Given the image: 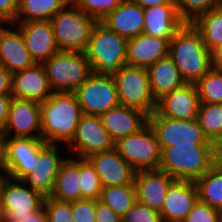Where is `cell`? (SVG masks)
Listing matches in <instances>:
<instances>
[{
	"label": "cell",
	"instance_id": "74e56055",
	"mask_svg": "<svg viewBox=\"0 0 222 222\" xmlns=\"http://www.w3.org/2000/svg\"><path fill=\"white\" fill-rule=\"evenodd\" d=\"M43 208L48 222H75L72 214V202L59 201L45 197Z\"/></svg>",
	"mask_w": 222,
	"mask_h": 222
},
{
	"label": "cell",
	"instance_id": "d6986e66",
	"mask_svg": "<svg viewBox=\"0 0 222 222\" xmlns=\"http://www.w3.org/2000/svg\"><path fill=\"white\" fill-rule=\"evenodd\" d=\"M199 200L195 182L175 180L160 212L162 222H182Z\"/></svg>",
	"mask_w": 222,
	"mask_h": 222
},
{
	"label": "cell",
	"instance_id": "7a4b0ae2",
	"mask_svg": "<svg viewBox=\"0 0 222 222\" xmlns=\"http://www.w3.org/2000/svg\"><path fill=\"white\" fill-rule=\"evenodd\" d=\"M168 55L186 83H196L213 68L211 51L192 23H184L176 31L169 42Z\"/></svg>",
	"mask_w": 222,
	"mask_h": 222
},
{
	"label": "cell",
	"instance_id": "bcb514c9",
	"mask_svg": "<svg viewBox=\"0 0 222 222\" xmlns=\"http://www.w3.org/2000/svg\"><path fill=\"white\" fill-rule=\"evenodd\" d=\"M15 222H48L44 208L27 215L25 218H15Z\"/></svg>",
	"mask_w": 222,
	"mask_h": 222
},
{
	"label": "cell",
	"instance_id": "f907efd6",
	"mask_svg": "<svg viewBox=\"0 0 222 222\" xmlns=\"http://www.w3.org/2000/svg\"><path fill=\"white\" fill-rule=\"evenodd\" d=\"M0 170H2L1 171L2 173H5V176L0 173V204H1L3 188H4L7 180L10 178V176H9L8 171L4 165H0Z\"/></svg>",
	"mask_w": 222,
	"mask_h": 222
},
{
	"label": "cell",
	"instance_id": "3957f363",
	"mask_svg": "<svg viewBox=\"0 0 222 222\" xmlns=\"http://www.w3.org/2000/svg\"><path fill=\"white\" fill-rule=\"evenodd\" d=\"M213 165V145H173L161 150L159 169L175 180L195 182Z\"/></svg>",
	"mask_w": 222,
	"mask_h": 222
},
{
	"label": "cell",
	"instance_id": "4316f807",
	"mask_svg": "<svg viewBox=\"0 0 222 222\" xmlns=\"http://www.w3.org/2000/svg\"><path fill=\"white\" fill-rule=\"evenodd\" d=\"M147 71L151 91L156 101L186 83L169 55L151 64Z\"/></svg>",
	"mask_w": 222,
	"mask_h": 222
},
{
	"label": "cell",
	"instance_id": "7402d4cb",
	"mask_svg": "<svg viewBox=\"0 0 222 222\" xmlns=\"http://www.w3.org/2000/svg\"><path fill=\"white\" fill-rule=\"evenodd\" d=\"M12 96L19 99L43 102L53 91L42 64L12 74Z\"/></svg>",
	"mask_w": 222,
	"mask_h": 222
},
{
	"label": "cell",
	"instance_id": "484cf974",
	"mask_svg": "<svg viewBox=\"0 0 222 222\" xmlns=\"http://www.w3.org/2000/svg\"><path fill=\"white\" fill-rule=\"evenodd\" d=\"M143 33L170 42L176 31L185 23L179 16L176 5H157L144 9Z\"/></svg>",
	"mask_w": 222,
	"mask_h": 222
},
{
	"label": "cell",
	"instance_id": "8992f818",
	"mask_svg": "<svg viewBox=\"0 0 222 222\" xmlns=\"http://www.w3.org/2000/svg\"><path fill=\"white\" fill-rule=\"evenodd\" d=\"M53 92H74L92 73L84 52L59 50L42 63Z\"/></svg>",
	"mask_w": 222,
	"mask_h": 222
},
{
	"label": "cell",
	"instance_id": "cb8c5ba5",
	"mask_svg": "<svg viewBox=\"0 0 222 222\" xmlns=\"http://www.w3.org/2000/svg\"><path fill=\"white\" fill-rule=\"evenodd\" d=\"M169 42L163 38L140 34L127 40L126 64L148 68L168 56Z\"/></svg>",
	"mask_w": 222,
	"mask_h": 222
},
{
	"label": "cell",
	"instance_id": "836d02e7",
	"mask_svg": "<svg viewBox=\"0 0 222 222\" xmlns=\"http://www.w3.org/2000/svg\"><path fill=\"white\" fill-rule=\"evenodd\" d=\"M195 85L200 103H222V69L212 68Z\"/></svg>",
	"mask_w": 222,
	"mask_h": 222
},
{
	"label": "cell",
	"instance_id": "ac0fdd59",
	"mask_svg": "<svg viewBox=\"0 0 222 222\" xmlns=\"http://www.w3.org/2000/svg\"><path fill=\"white\" fill-rule=\"evenodd\" d=\"M174 181L160 169L136 171L134 185L137 201L160 213L167 190Z\"/></svg>",
	"mask_w": 222,
	"mask_h": 222
},
{
	"label": "cell",
	"instance_id": "b9f144b4",
	"mask_svg": "<svg viewBox=\"0 0 222 222\" xmlns=\"http://www.w3.org/2000/svg\"><path fill=\"white\" fill-rule=\"evenodd\" d=\"M18 13V0H0V23L11 24Z\"/></svg>",
	"mask_w": 222,
	"mask_h": 222
},
{
	"label": "cell",
	"instance_id": "c3c4849f",
	"mask_svg": "<svg viewBox=\"0 0 222 222\" xmlns=\"http://www.w3.org/2000/svg\"><path fill=\"white\" fill-rule=\"evenodd\" d=\"M214 165L222 168V137L213 143Z\"/></svg>",
	"mask_w": 222,
	"mask_h": 222
},
{
	"label": "cell",
	"instance_id": "ffe728a7",
	"mask_svg": "<svg viewBox=\"0 0 222 222\" xmlns=\"http://www.w3.org/2000/svg\"><path fill=\"white\" fill-rule=\"evenodd\" d=\"M18 27L36 63L42 64L59 51L50 20L22 22Z\"/></svg>",
	"mask_w": 222,
	"mask_h": 222
},
{
	"label": "cell",
	"instance_id": "f35d334b",
	"mask_svg": "<svg viewBox=\"0 0 222 222\" xmlns=\"http://www.w3.org/2000/svg\"><path fill=\"white\" fill-rule=\"evenodd\" d=\"M122 222H162L160 213L136 201L122 216Z\"/></svg>",
	"mask_w": 222,
	"mask_h": 222
},
{
	"label": "cell",
	"instance_id": "f1b7e54d",
	"mask_svg": "<svg viewBox=\"0 0 222 222\" xmlns=\"http://www.w3.org/2000/svg\"><path fill=\"white\" fill-rule=\"evenodd\" d=\"M72 0H18V13L12 24L47 21Z\"/></svg>",
	"mask_w": 222,
	"mask_h": 222
},
{
	"label": "cell",
	"instance_id": "4dcf8cb0",
	"mask_svg": "<svg viewBox=\"0 0 222 222\" xmlns=\"http://www.w3.org/2000/svg\"><path fill=\"white\" fill-rule=\"evenodd\" d=\"M192 25L199 31L210 51L222 44V8L220 6L198 16Z\"/></svg>",
	"mask_w": 222,
	"mask_h": 222
},
{
	"label": "cell",
	"instance_id": "30bf717a",
	"mask_svg": "<svg viewBox=\"0 0 222 222\" xmlns=\"http://www.w3.org/2000/svg\"><path fill=\"white\" fill-rule=\"evenodd\" d=\"M74 93L85 115L101 116L120 104L113 76L92 72Z\"/></svg>",
	"mask_w": 222,
	"mask_h": 222
},
{
	"label": "cell",
	"instance_id": "603a6c76",
	"mask_svg": "<svg viewBox=\"0 0 222 222\" xmlns=\"http://www.w3.org/2000/svg\"><path fill=\"white\" fill-rule=\"evenodd\" d=\"M101 22L128 40L143 33L144 9L130 0H124Z\"/></svg>",
	"mask_w": 222,
	"mask_h": 222
},
{
	"label": "cell",
	"instance_id": "f6af8a7d",
	"mask_svg": "<svg viewBox=\"0 0 222 222\" xmlns=\"http://www.w3.org/2000/svg\"><path fill=\"white\" fill-rule=\"evenodd\" d=\"M12 93V74L0 64V95Z\"/></svg>",
	"mask_w": 222,
	"mask_h": 222
},
{
	"label": "cell",
	"instance_id": "9c48e42d",
	"mask_svg": "<svg viewBox=\"0 0 222 222\" xmlns=\"http://www.w3.org/2000/svg\"><path fill=\"white\" fill-rule=\"evenodd\" d=\"M148 123L161 150L173 145H213V142L204 135L197 118L170 119L153 111L148 117Z\"/></svg>",
	"mask_w": 222,
	"mask_h": 222
},
{
	"label": "cell",
	"instance_id": "7dc6e473",
	"mask_svg": "<svg viewBox=\"0 0 222 222\" xmlns=\"http://www.w3.org/2000/svg\"><path fill=\"white\" fill-rule=\"evenodd\" d=\"M138 5H140L143 9L154 7L157 5H175L174 0H130Z\"/></svg>",
	"mask_w": 222,
	"mask_h": 222
},
{
	"label": "cell",
	"instance_id": "6da1fadb",
	"mask_svg": "<svg viewBox=\"0 0 222 222\" xmlns=\"http://www.w3.org/2000/svg\"><path fill=\"white\" fill-rule=\"evenodd\" d=\"M83 115L74 92H53L40 102L42 139L48 144H69ZM58 142V143H57Z\"/></svg>",
	"mask_w": 222,
	"mask_h": 222
},
{
	"label": "cell",
	"instance_id": "44dd1931",
	"mask_svg": "<svg viewBox=\"0 0 222 222\" xmlns=\"http://www.w3.org/2000/svg\"><path fill=\"white\" fill-rule=\"evenodd\" d=\"M0 24V64L11 74L23 71L36 64L29 54L19 27L7 29Z\"/></svg>",
	"mask_w": 222,
	"mask_h": 222
},
{
	"label": "cell",
	"instance_id": "d6a6232c",
	"mask_svg": "<svg viewBox=\"0 0 222 222\" xmlns=\"http://www.w3.org/2000/svg\"><path fill=\"white\" fill-rule=\"evenodd\" d=\"M197 120L209 141L222 137V103H200Z\"/></svg>",
	"mask_w": 222,
	"mask_h": 222
},
{
	"label": "cell",
	"instance_id": "d590c367",
	"mask_svg": "<svg viewBox=\"0 0 222 222\" xmlns=\"http://www.w3.org/2000/svg\"><path fill=\"white\" fill-rule=\"evenodd\" d=\"M180 18L192 23L198 16L218 6V0H174Z\"/></svg>",
	"mask_w": 222,
	"mask_h": 222
},
{
	"label": "cell",
	"instance_id": "4fadbf2b",
	"mask_svg": "<svg viewBox=\"0 0 222 222\" xmlns=\"http://www.w3.org/2000/svg\"><path fill=\"white\" fill-rule=\"evenodd\" d=\"M46 144L42 138L4 137V166L10 178L21 180L29 173Z\"/></svg>",
	"mask_w": 222,
	"mask_h": 222
},
{
	"label": "cell",
	"instance_id": "5b68a950",
	"mask_svg": "<svg viewBox=\"0 0 222 222\" xmlns=\"http://www.w3.org/2000/svg\"><path fill=\"white\" fill-rule=\"evenodd\" d=\"M50 21L58 49L79 52L86 50L92 30L98 22L72 1L53 15Z\"/></svg>",
	"mask_w": 222,
	"mask_h": 222
},
{
	"label": "cell",
	"instance_id": "7bdbcfd3",
	"mask_svg": "<svg viewBox=\"0 0 222 222\" xmlns=\"http://www.w3.org/2000/svg\"><path fill=\"white\" fill-rule=\"evenodd\" d=\"M95 212V222H122L121 217L100 200H95Z\"/></svg>",
	"mask_w": 222,
	"mask_h": 222
},
{
	"label": "cell",
	"instance_id": "d4e9b609",
	"mask_svg": "<svg viewBox=\"0 0 222 222\" xmlns=\"http://www.w3.org/2000/svg\"><path fill=\"white\" fill-rule=\"evenodd\" d=\"M100 117L104 128L114 142L138 132L148 123V116L145 113L121 104Z\"/></svg>",
	"mask_w": 222,
	"mask_h": 222
},
{
	"label": "cell",
	"instance_id": "f5cc1de1",
	"mask_svg": "<svg viewBox=\"0 0 222 222\" xmlns=\"http://www.w3.org/2000/svg\"><path fill=\"white\" fill-rule=\"evenodd\" d=\"M218 6L222 8V0H218Z\"/></svg>",
	"mask_w": 222,
	"mask_h": 222
},
{
	"label": "cell",
	"instance_id": "2e32d148",
	"mask_svg": "<svg viewBox=\"0 0 222 222\" xmlns=\"http://www.w3.org/2000/svg\"><path fill=\"white\" fill-rule=\"evenodd\" d=\"M200 99L195 83H185L157 100L155 112L170 119H196Z\"/></svg>",
	"mask_w": 222,
	"mask_h": 222
},
{
	"label": "cell",
	"instance_id": "1f68e13d",
	"mask_svg": "<svg viewBox=\"0 0 222 222\" xmlns=\"http://www.w3.org/2000/svg\"><path fill=\"white\" fill-rule=\"evenodd\" d=\"M100 201L121 217L137 201L135 185L105 186L102 188Z\"/></svg>",
	"mask_w": 222,
	"mask_h": 222
},
{
	"label": "cell",
	"instance_id": "ee69618b",
	"mask_svg": "<svg viewBox=\"0 0 222 222\" xmlns=\"http://www.w3.org/2000/svg\"><path fill=\"white\" fill-rule=\"evenodd\" d=\"M12 99V94L0 95V133L2 134L7 123L9 107Z\"/></svg>",
	"mask_w": 222,
	"mask_h": 222
},
{
	"label": "cell",
	"instance_id": "60d3db41",
	"mask_svg": "<svg viewBox=\"0 0 222 222\" xmlns=\"http://www.w3.org/2000/svg\"><path fill=\"white\" fill-rule=\"evenodd\" d=\"M72 214L75 222H95V200L82 198L72 201Z\"/></svg>",
	"mask_w": 222,
	"mask_h": 222
},
{
	"label": "cell",
	"instance_id": "e575fe53",
	"mask_svg": "<svg viewBox=\"0 0 222 222\" xmlns=\"http://www.w3.org/2000/svg\"><path fill=\"white\" fill-rule=\"evenodd\" d=\"M81 199L100 200L102 184L94 166L88 159L80 158Z\"/></svg>",
	"mask_w": 222,
	"mask_h": 222
},
{
	"label": "cell",
	"instance_id": "83f0119b",
	"mask_svg": "<svg viewBox=\"0 0 222 222\" xmlns=\"http://www.w3.org/2000/svg\"><path fill=\"white\" fill-rule=\"evenodd\" d=\"M80 158H65L55 179L49 197L59 201L72 202L81 199Z\"/></svg>",
	"mask_w": 222,
	"mask_h": 222
},
{
	"label": "cell",
	"instance_id": "f546056e",
	"mask_svg": "<svg viewBox=\"0 0 222 222\" xmlns=\"http://www.w3.org/2000/svg\"><path fill=\"white\" fill-rule=\"evenodd\" d=\"M199 201L222 210V168L213 165L195 181Z\"/></svg>",
	"mask_w": 222,
	"mask_h": 222
},
{
	"label": "cell",
	"instance_id": "8d00e7d4",
	"mask_svg": "<svg viewBox=\"0 0 222 222\" xmlns=\"http://www.w3.org/2000/svg\"><path fill=\"white\" fill-rule=\"evenodd\" d=\"M124 0H72L84 13L102 21Z\"/></svg>",
	"mask_w": 222,
	"mask_h": 222
},
{
	"label": "cell",
	"instance_id": "9a60e30c",
	"mask_svg": "<svg viewBox=\"0 0 222 222\" xmlns=\"http://www.w3.org/2000/svg\"><path fill=\"white\" fill-rule=\"evenodd\" d=\"M58 144H46L38 155L33 169L21 180L25 184L40 192L44 197L50 196L60 166L65 159L59 156Z\"/></svg>",
	"mask_w": 222,
	"mask_h": 222
},
{
	"label": "cell",
	"instance_id": "db71d44e",
	"mask_svg": "<svg viewBox=\"0 0 222 222\" xmlns=\"http://www.w3.org/2000/svg\"><path fill=\"white\" fill-rule=\"evenodd\" d=\"M219 222H222V210L220 211V221Z\"/></svg>",
	"mask_w": 222,
	"mask_h": 222
},
{
	"label": "cell",
	"instance_id": "8fae6325",
	"mask_svg": "<svg viewBox=\"0 0 222 222\" xmlns=\"http://www.w3.org/2000/svg\"><path fill=\"white\" fill-rule=\"evenodd\" d=\"M13 180V181H12ZM45 197L22 180L9 178L5 183L0 204V222H15L43 207Z\"/></svg>",
	"mask_w": 222,
	"mask_h": 222
},
{
	"label": "cell",
	"instance_id": "5bb4252c",
	"mask_svg": "<svg viewBox=\"0 0 222 222\" xmlns=\"http://www.w3.org/2000/svg\"><path fill=\"white\" fill-rule=\"evenodd\" d=\"M35 131L38 133L34 134ZM11 132L14 133L12 137L42 138L39 102L13 97L3 132L4 137H9Z\"/></svg>",
	"mask_w": 222,
	"mask_h": 222
},
{
	"label": "cell",
	"instance_id": "7c38bea8",
	"mask_svg": "<svg viewBox=\"0 0 222 222\" xmlns=\"http://www.w3.org/2000/svg\"><path fill=\"white\" fill-rule=\"evenodd\" d=\"M67 146L77 153L78 158L87 159L93 154L113 149L115 142L104 128L100 116L83 114Z\"/></svg>",
	"mask_w": 222,
	"mask_h": 222
},
{
	"label": "cell",
	"instance_id": "ab89813d",
	"mask_svg": "<svg viewBox=\"0 0 222 222\" xmlns=\"http://www.w3.org/2000/svg\"><path fill=\"white\" fill-rule=\"evenodd\" d=\"M220 210L210 207L201 201H197L189 214L182 222H219Z\"/></svg>",
	"mask_w": 222,
	"mask_h": 222
},
{
	"label": "cell",
	"instance_id": "681fc988",
	"mask_svg": "<svg viewBox=\"0 0 222 222\" xmlns=\"http://www.w3.org/2000/svg\"><path fill=\"white\" fill-rule=\"evenodd\" d=\"M212 67L222 69V44L211 51Z\"/></svg>",
	"mask_w": 222,
	"mask_h": 222
},
{
	"label": "cell",
	"instance_id": "52a82bcc",
	"mask_svg": "<svg viewBox=\"0 0 222 222\" xmlns=\"http://www.w3.org/2000/svg\"><path fill=\"white\" fill-rule=\"evenodd\" d=\"M119 102L145 113L148 117L156 109L147 68L123 65L113 76Z\"/></svg>",
	"mask_w": 222,
	"mask_h": 222
},
{
	"label": "cell",
	"instance_id": "816d5d0a",
	"mask_svg": "<svg viewBox=\"0 0 222 222\" xmlns=\"http://www.w3.org/2000/svg\"><path fill=\"white\" fill-rule=\"evenodd\" d=\"M4 135L0 133V165H4Z\"/></svg>",
	"mask_w": 222,
	"mask_h": 222
},
{
	"label": "cell",
	"instance_id": "ba28073f",
	"mask_svg": "<svg viewBox=\"0 0 222 222\" xmlns=\"http://www.w3.org/2000/svg\"><path fill=\"white\" fill-rule=\"evenodd\" d=\"M115 148L136 171L157 170L160 167L161 149L149 123L138 132L119 139Z\"/></svg>",
	"mask_w": 222,
	"mask_h": 222
},
{
	"label": "cell",
	"instance_id": "277c9868",
	"mask_svg": "<svg viewBox=\"0 0 222 222\" xmlns=\"http://www.w3.org/2000/svg\"><path fill=\"white\" fill-rule=\"evenodd\" d=\"M84 53L92 72L114 76L123 65H126L127 39L98 21Z\"/></svg>",
	"mask_w": 222,
	"mask_h": 222
},
{
	"label": "cell",
	"instance_id": "e0dca14e",
	"mask_svg": "<svg viewBox=\"0 0 222 222\" xmlns=\"http://www.w3.org/2000/svg\"><path fill=\"white\" fill-rule=\"evenodd\" d=\"M87 159L94 166L103 187L134 184L136 170L125 161L115 147L93 154Z\"/></svg>",
	"mask_w": 222,
	"mask_h": 222
}]
</instances>
